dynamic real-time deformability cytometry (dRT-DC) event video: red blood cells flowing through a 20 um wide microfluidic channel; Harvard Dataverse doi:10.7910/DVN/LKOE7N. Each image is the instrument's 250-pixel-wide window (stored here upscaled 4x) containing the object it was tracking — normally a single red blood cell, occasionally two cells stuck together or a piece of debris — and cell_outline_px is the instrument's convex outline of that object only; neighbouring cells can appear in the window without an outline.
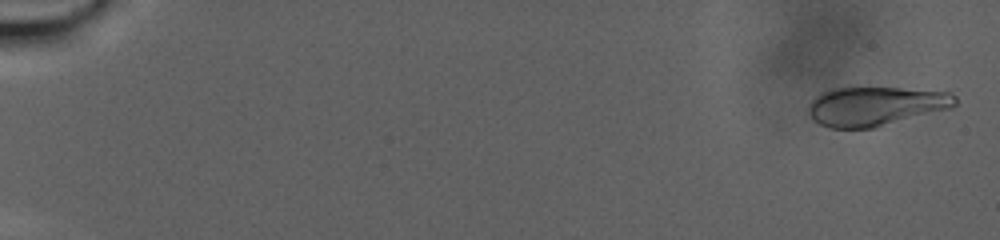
{"species": "human", "species_latin": "Homo sapiens", "temperature_condition": "warm", "stored_images_in_passage": 103, "camera_frame_rate_fps": 3000, "um_per_image_px": 0.085, "donor": {"sex": "male"}, "frame": {"image": 1, "passage_image": 3, "time_ms": 0.667, "image_size_px": [1000, 240], "cell_outline_px": [[956, 104], [952, 108], [876, 128], [828, 128], [812, 120], [808, 112], [808, 104], [820, 92], [832, 88], [900, 88], [948, 92], [956, 96]], "centroid_in_image_um": [74.4, 9.04], "position_along_channel_um": 10.6, "area_um2": 33.76}}
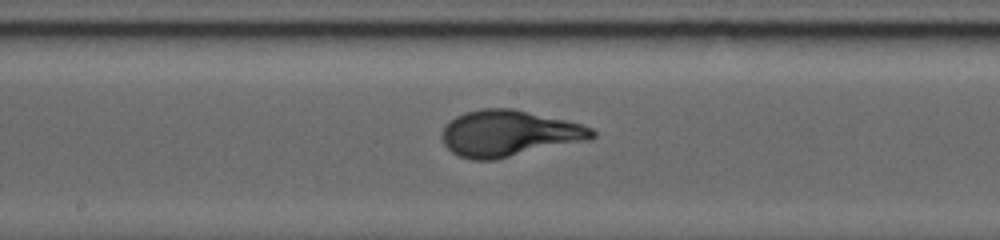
{"frame": {"image": 2, "passage_image": 59, "time_ms": 19.333, "image_size_px": [1000, 240], "cell_outline_px": [[596, 136], [592, 140], [496, 160], [472, 160], [460, 156], [452, 152], [444, 144], [440, 136], [444, 124], [448, 120], [464, 112], [484, 108], [512, 108], [564, 120], [580, 124], [592, 128], [596, 132]], "centroid_in_image_um": [43.25, 11.35], "position_along_channel_um": 204.9, "area_um2": 40.92}}
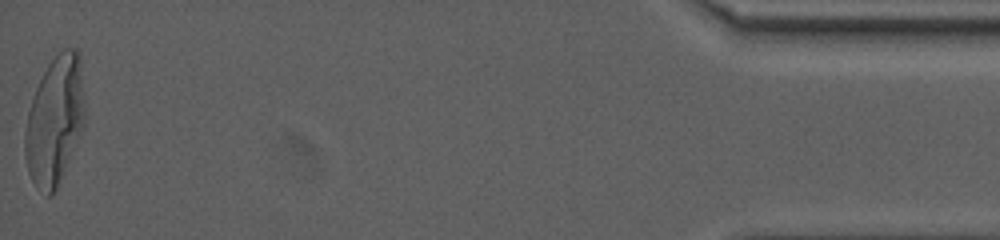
{"frame": {"image": 3, "passage_image": 103, "time_ms": 34.0, "image_size_px": [1000, 240], "cell_outline_px": [[84, 124], [56, 188], [52, 196], [48, 196], [36, 188], [28, 172], [24, 152], [24, 132], [28, 112], [36, 88], [48, 64], [64, 48], [76, 48], [80, 52], [84, 96]], "centroid_in_image_um": [4.65, 10.23], "position_along_channel_um": 430.6, "area_um2": 44.39}, "authors_computed_cell_mechanics": {"area_um2": 38.3214, "velocity_mm_per_s": 2.095, "shape_relaxation_time_tau1_ms": 8.5623, "shape_relaxation_time_tau2_ms": null, "deformation_change_tau1": 0.2671, "deformation_change_tau2": null}}